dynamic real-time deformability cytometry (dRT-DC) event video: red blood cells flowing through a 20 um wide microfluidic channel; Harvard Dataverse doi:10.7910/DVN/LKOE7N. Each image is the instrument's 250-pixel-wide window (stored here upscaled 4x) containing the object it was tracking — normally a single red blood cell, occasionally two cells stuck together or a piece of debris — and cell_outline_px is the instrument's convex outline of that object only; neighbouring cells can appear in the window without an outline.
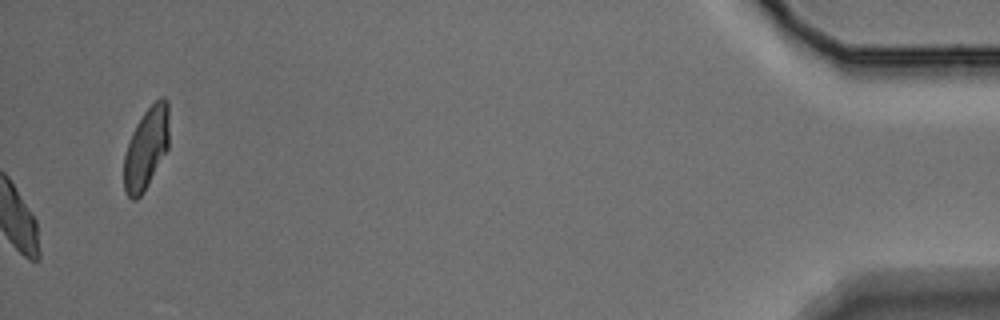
{"species": "Egyptian fruit bat (a non-hibernating species)", "species_latin": "Rousettus aegyptiacus", "temperature_condition": "warm", "stored_images_in_passage": 55, "camera_frame_rate_fps": 3000, "um_per_image_px": 0.085, "animal": {"sex": "male"}, "frame": {"image": 1, "passage_image": 55, "time_ms": 18.0, "image_size_px": [1000, 320], "cell_outline_px": [[168, 148], [144, 192], [136, 200], [132, 200], [128, 196], [124, 188], [124, 156], [132, 132], [136, 124], [144, 112], [160, 96], [164, 96], [168, 100]], "centroid_in_image_um": [12.43, 12.59], "position_along_channel_um": 422.8, "area_um2": 21.39}, "authors_computed_cell_mechanics": {"area_um2": 20.808, "velocity_mm_per_s": 3.6586, "shape_relaxation_time_tau1_ms": 3.7079, "shape_relaxation_time_tau2_ms": null, "deformation_change_tau1": 0.1273, "deformation_change_tau2": null}}